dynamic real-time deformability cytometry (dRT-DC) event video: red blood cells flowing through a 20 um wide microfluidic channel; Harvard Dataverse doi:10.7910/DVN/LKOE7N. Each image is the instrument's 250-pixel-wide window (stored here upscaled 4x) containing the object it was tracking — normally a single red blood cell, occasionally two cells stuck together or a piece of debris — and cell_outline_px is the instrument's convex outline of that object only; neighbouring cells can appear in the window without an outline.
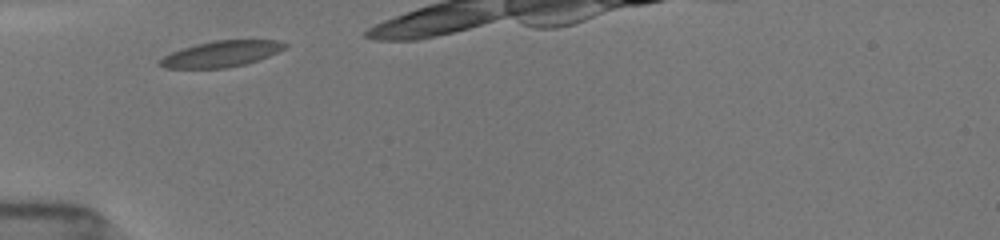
{"species": "common noctule bat (a hibernating species)", "species_latin": "Nyctalus noctula", "temperature_condition": "room temperature", "stored_images_in_passage": 14, "camera_frame_rate_fps": 3000, "um_per_image_px": 0.085, "animal": {"sex": "female", "body_mass_g": 19.5, "forearm_length_mm": 54.1}, "frame": {"image": 1, "passage_image": 1, "time_ms": 0.0, "image_size_px": [1000, 240], "cell_outline_px": [[288, 44], [284, 48], [268, 56], [244, 64], [224, 68], [164, 68], [156, 64], [164, 56], [172, 52], [196, 44], [216, 40], [276, 40]], "centroid_in_image_um": [18.77, 4.58], "position_along_channel_um": 66.2, "area_um2": 18.61}}